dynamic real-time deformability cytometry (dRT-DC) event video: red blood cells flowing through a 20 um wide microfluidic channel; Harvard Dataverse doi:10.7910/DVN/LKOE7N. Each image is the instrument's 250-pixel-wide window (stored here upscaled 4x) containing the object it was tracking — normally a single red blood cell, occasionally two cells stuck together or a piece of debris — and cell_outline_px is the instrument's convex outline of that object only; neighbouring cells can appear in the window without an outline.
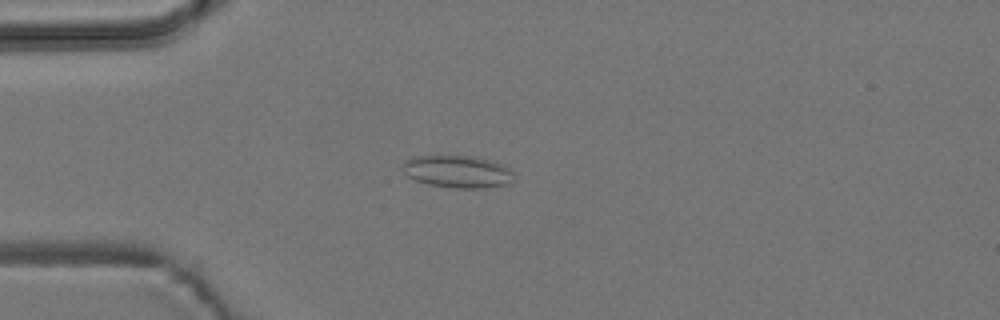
{"species": "common noctule bat (a hibernating species)", "species_latin": "Nyctalus noctula", "temperature_condition": "room temperature", "stored_images_in_passage": 5, "camera_frame_rate_fps": 3000, "um_per_image_px": 0.085, "animal": {"sex": "male", "body_mass_g": 19.2, "forearm_length_mm": 51.8}, "frame": {"image": 1, "passage_image": 5, "time_ms": 4.667, "image_size_px": [1000, 320], "cell_outline_px": [[512, 184], [484, 188], [456, 188], [428, 184], [416, 180], [408, 176], [400, 168], [404, 160], [416, 156], [476, 156], [492, 160], [508, 168], [512, 172]], "centroid_in_image_um": [38.88, 14.58], "position_along_channel_um": 46.1, "area_um2": 21.1}}